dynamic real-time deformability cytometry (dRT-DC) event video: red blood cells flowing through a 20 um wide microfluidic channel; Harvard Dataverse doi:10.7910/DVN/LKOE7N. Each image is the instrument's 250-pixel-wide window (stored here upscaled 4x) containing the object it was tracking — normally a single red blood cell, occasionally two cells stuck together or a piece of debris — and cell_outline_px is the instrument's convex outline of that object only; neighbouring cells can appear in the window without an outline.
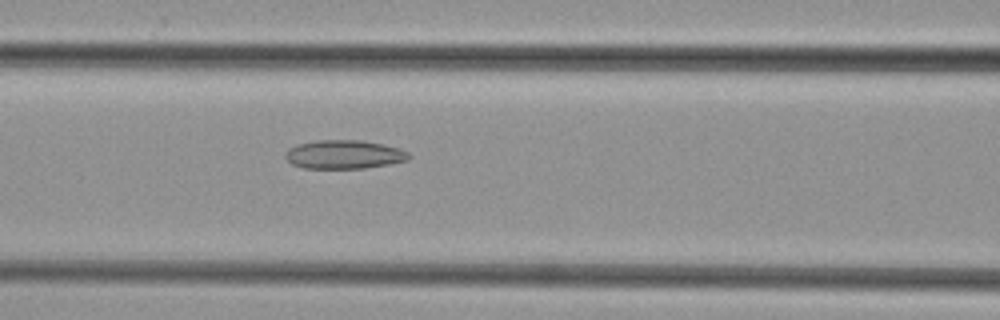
{"species": "common noctule bat (a hibernating species)", "species_latin": "Nyctalus noctula", "temperature_condition": "cold", "stored_images_in_passage": 41, "camera_frame_rate_fps": 3000, "um_per_image_px": 0.085, "animal": {"sex": "female", "body_mass_g": 29.2, "forearm_length_mm": 56.3}, "frame": {"image": 1, "passage_image": 13, "time_ms": 4.0, "image_size_px": [1000, 320], "cell_outline_px": [[412, 156], [408, 160], [388, 164], [364, 168], [304, 168], [292, 164], [284, 156], [284, 152], [288, 148], [296, 144], [316, 140], [360, 140], [384, 144], [400, 148], [408, 152]], "centroid_in_image_um": [29.24, 13.12], "position_along_channel_um": 137.4, "area_um2": 20.81}}
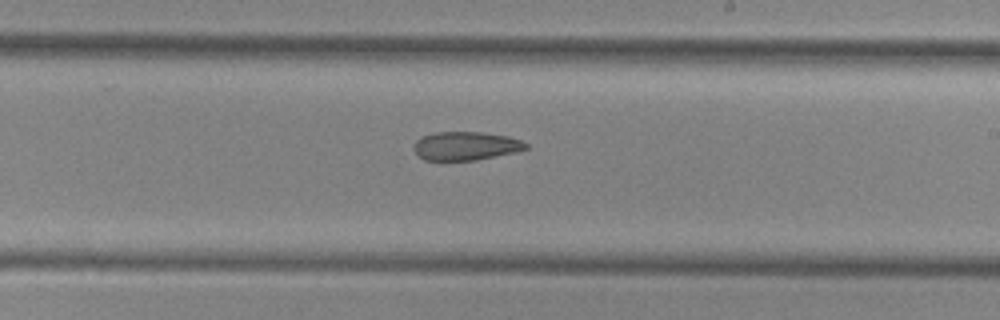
{"frame": {"image": 2, "passage_image": 21, "time_ms": 6.667, "image_size_px": [1000, 320], "cell_outline_px": [[528, 148], [516, 152], [476, 160], [424, 160], [412, 148], [416, 140], [420, 136], [432, 132], [480, 132], [508, 136], [520, 140], [528, 144]], "centroid_in_image_um": [39.57, 12.39], "position_along_channel_um": 249.4, "area_um2": 18.73}}
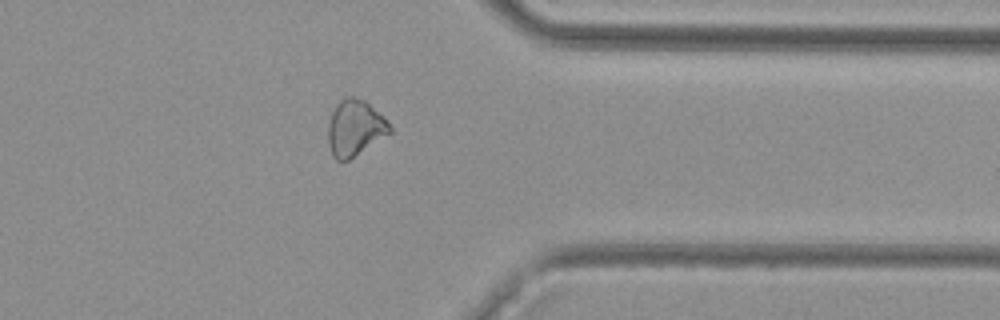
{"frame": {"image": 3, "passage_image": 31, "time_ms": 10.0, "image_size_px": [1000, 320], "cell_outline_px": [[392, 132], [348, 160], [336, 160], [332, 156], [328, 144], [328, 124], [332, 112], [336, 104], [340, 100], [348, 96], [352, 96], [364, 100], [384, 116], [388, 120], [392, 128]], "centroid_in_image_um": [30.17, 10.87], "position_along_channel_um": 381.2, "area_um2": 20.17}}